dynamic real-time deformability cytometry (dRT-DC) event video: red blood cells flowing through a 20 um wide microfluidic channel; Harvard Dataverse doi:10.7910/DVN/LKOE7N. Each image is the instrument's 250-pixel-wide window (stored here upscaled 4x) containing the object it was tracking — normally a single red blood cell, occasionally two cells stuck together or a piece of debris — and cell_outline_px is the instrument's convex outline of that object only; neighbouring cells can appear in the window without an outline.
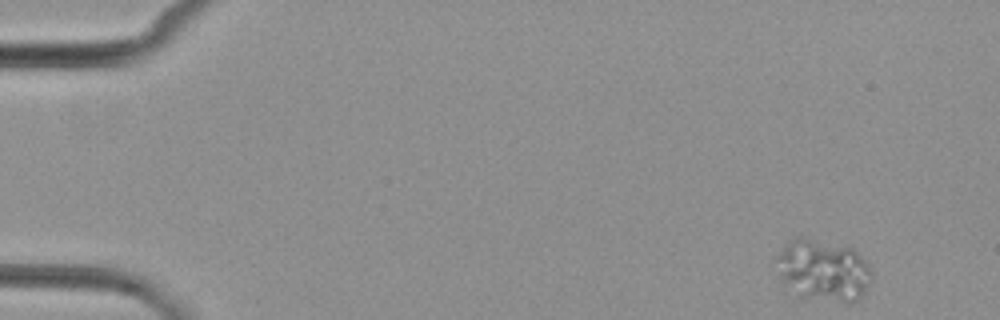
{"species": "common noctule bat (a hibernating species)", "species_latin": "Nyctalus noctula", "temperature_condition": "cold", "stored_images_in_passage": 5, "camera_frame_rate_fps": 3000, "um_per_image_px": 0.085, "animal": {"sex": "female", "body_mass_g": 29.2, "forearm_length_mm": 56.3}, "frame": {"image": 1, "passage_image": 1, "time_ms": 0.0, "image_size_px": [1000, 320], "cell_outline_px": [[872, 280], [860, 300], [852, 304], [844, 304], [800, 296], [768, 264], [784, 244], [788, 240], [796, 236], [808, 236], [852, 248], [868, 264], [872, 276]], "centroid_in_image_um": [69.92, 22.95], "position_along_channel_um": 15.1, "area_um2": 35.37}}
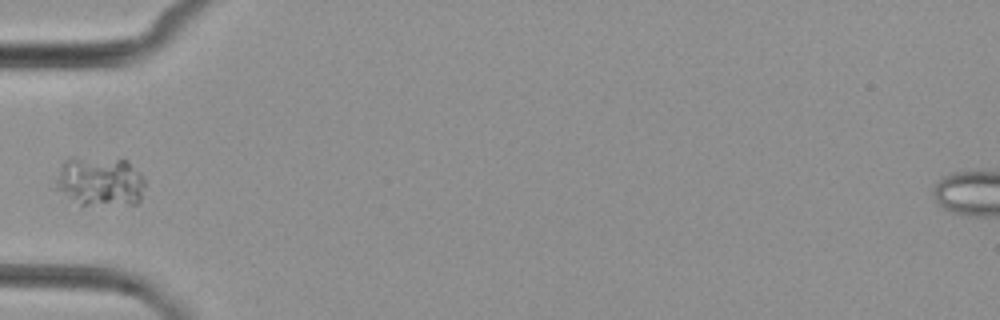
{"frame": {"image": 2, "passage_image": 4, "time_ms": 5.0, "image_size_px": [1000, 320], "cell_outline_px": [[144, 184], [140, 200], [136, 204], [80, 208], [48, 188], [64, 160], [68, 156], [76, 156], [128, 160], [144, 176]], "centroid_in_image_um": [8.34, 15.47], "position_along_channel_um": 76.7, "area_um2": 28.03}}
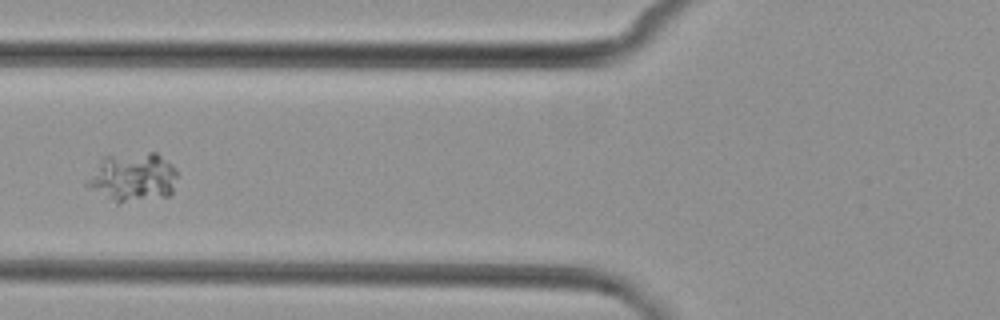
{"frame": {"image": 3, "passage_image": 5, "time_ms": 6.0, "image_size_px": [1000, 320], "cell_outline_px": [[176, 176], [172, 192], [168, 196], [120, 204], [116, 204], [88, 188], [84, 184], [100, 160], [104, 156], [148, 152], [156, 152], [172, 164], [176, 168]], "centroid_in_image_um": [11.27, 15.09], "position_along_channel_um": 114.5, "area_um2": 25.95}}